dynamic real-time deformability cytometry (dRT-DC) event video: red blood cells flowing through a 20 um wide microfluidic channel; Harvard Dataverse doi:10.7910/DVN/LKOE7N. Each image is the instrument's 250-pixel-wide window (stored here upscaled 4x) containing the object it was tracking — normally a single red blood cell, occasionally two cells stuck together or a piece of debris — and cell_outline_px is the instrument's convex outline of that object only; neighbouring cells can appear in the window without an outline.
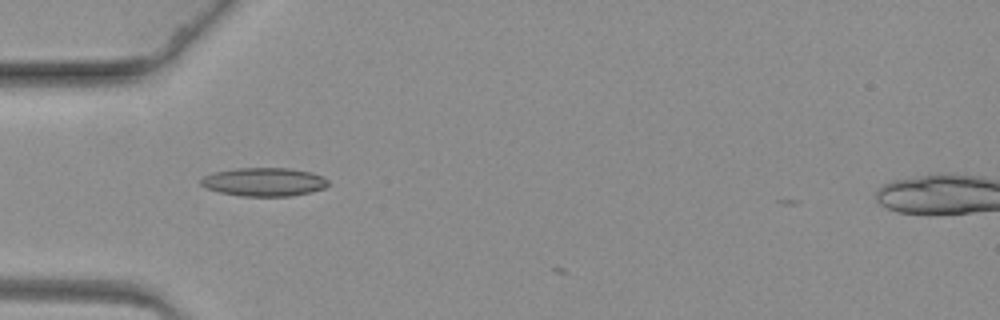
{"species": "common noctule bat (a hibernating species)", "species_latin": "Nyctalus noctula", "temperature_condition": "warm", "stored_images_in_passage": 32, "camera_frame_rate_fps": 3000, "um_per_image_px": 0.085, "animal": {"sex": "female", "body_mass_g": 19.3, "forearm_length_mm": 54.1}, "frame": {"image": 1, "passage_image": 1, "time_ms": 0.0, "image_size_px": [1000, 320], "cell_outline_px": [[328, 184], [324, 188], [308, 192], [288, 196], [240, 196], [220, 192], [208, 188], [200, 184], [200, 180], [204, 176], [216, 172], [236, 168], [288, 168], [312, 172], [324, 176], [328, 180]], "centroid_in_image_um": [22.46, 15.45], "position_along_channel_um": 62.5, "area_um2": 20.98}}
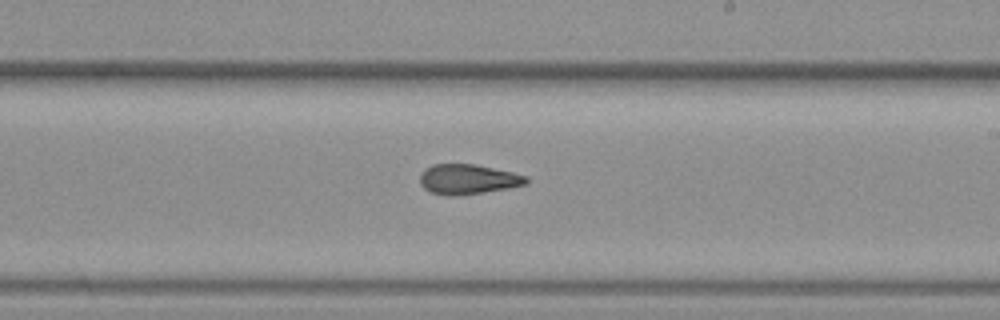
{"frame": {"image": 2, "passage_image": 18, "time_ms": 5.667, "image_size_px": [1000, 320], "cell_outline_px": [[528, 184], [508, 188], [460, 196], [448, 196], [432, 192], [424, 188], [420, 184], [420, 172], [424, 168], [432, 164], [476, 164], [512, 172], [528, 176]], "centroid_in_image_um": [39.76, 15.23], "position_along_channel_um": 249.2, "area_um2": 18.79}}
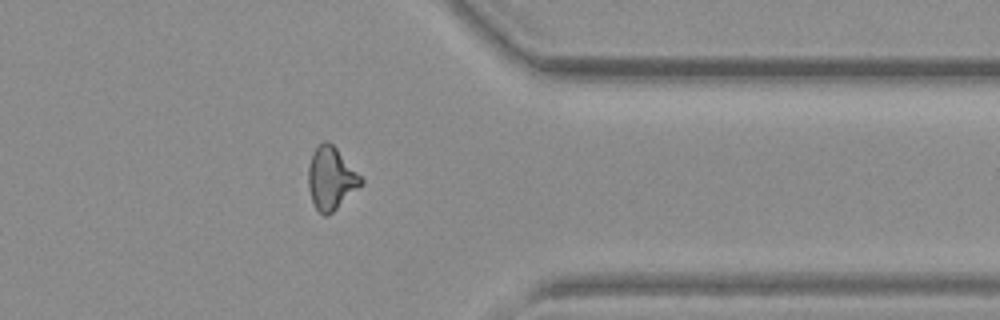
{"frame": {"image": 3, "passage_image": 31, "time_ms": 10.0, "image_size_px": [1000, 320], "cell_outline_px": [[364, 184], [328, 216], [324, 216], [312, 204], [308, 188], [308, 168], [312, 152], [324, 140], [328, 140], [336, 148], [364, 180]], "centroid_in_image_um": [28.13, 15.18], "position_along_channel_um": 383.3, "area_um2": 19.31}}